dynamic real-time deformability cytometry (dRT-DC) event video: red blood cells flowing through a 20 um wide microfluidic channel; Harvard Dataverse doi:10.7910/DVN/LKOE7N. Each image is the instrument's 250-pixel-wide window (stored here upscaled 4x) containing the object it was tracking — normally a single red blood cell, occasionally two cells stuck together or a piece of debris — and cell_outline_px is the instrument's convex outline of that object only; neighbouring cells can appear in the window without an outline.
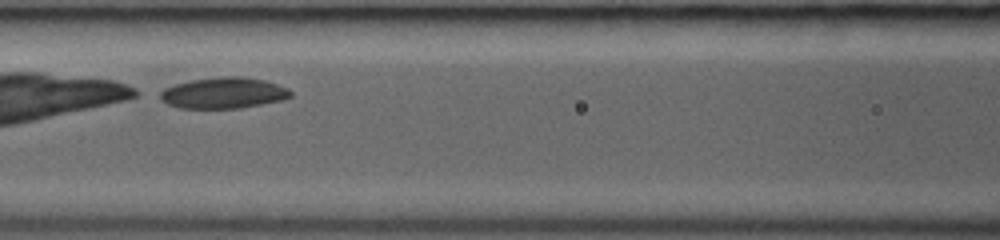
{"species": "common noctule bat (a hibernating species)", "species_latin": "Nyctalus noctula", "temperature_condition": "room temperature", "stored_images_in_passage": 31, "camera_frame_rate_fps": 3000, "um_per_image_px": 0.085, "animal": {"sex": "female", "body_mass_g": 19.0, "forearm_length_mm": 53.3}, "frame": {"image": 1, "passage_image": 11, "time_ms": 3.333, "image_size_px": [1000, 240], "cell_outline_px": [[292, 96], [284, 100], [240, 108], [180, 108], [168, 104], [160, 100], [156, 92], [164, 88], [176, 84], [192, 80], [224, 76], [240, 76], [264, 80], [288, 88], [292, 92]], "centroid_in_image_um": [18.98, 7.9], "position_along_channel_um": 147.6, "area_um2": 23.76}}
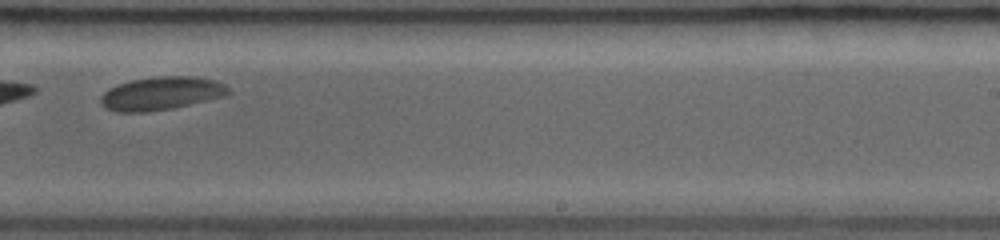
{"frame": {"image": 2, "passage_image": 20, "time_ms": 6.333, "image_size_px": [1000, 240], "cell_outline_px": [[232, 92], [228, 96], [172, 108], [148, 112], [116, 112], [104, 108], [100, 104], [100, 96], [108, 88], [116, 84], [132, 80], [156, 76], [192, 76], [216, 80], [224, 84]], "centroid_in_image_um": [13.7, 7.94], "position_along_channel_um": 275.3, "area_um2": 25.14}}
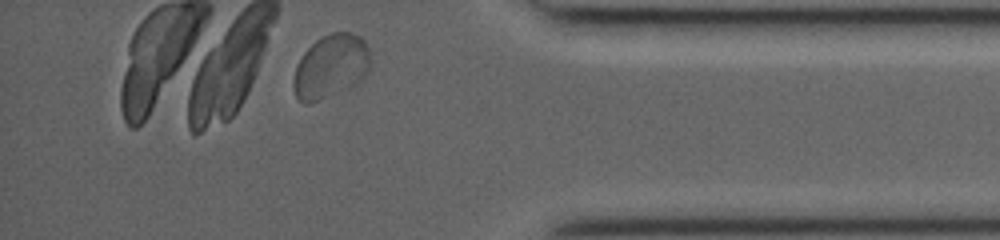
{"frame": {"image": 3, "passage_image": 30, "time_ms": 9.667, "image_size_px": [1000, 240], "cell_outline_px": [[368, 72], [356, 84], [348, 88], [308, 104], [304, 104], [296, 96], [292, 84], [292, 80], [296, 68], [304, 52], [316, 40], [332, 32], [352, 32], [360, 36], [364, 40], [368, 48]], "centroid_in_image_um": [28.1, 5.64], "position_along_channel_um": 407.1, "area_um2": 28.15}}